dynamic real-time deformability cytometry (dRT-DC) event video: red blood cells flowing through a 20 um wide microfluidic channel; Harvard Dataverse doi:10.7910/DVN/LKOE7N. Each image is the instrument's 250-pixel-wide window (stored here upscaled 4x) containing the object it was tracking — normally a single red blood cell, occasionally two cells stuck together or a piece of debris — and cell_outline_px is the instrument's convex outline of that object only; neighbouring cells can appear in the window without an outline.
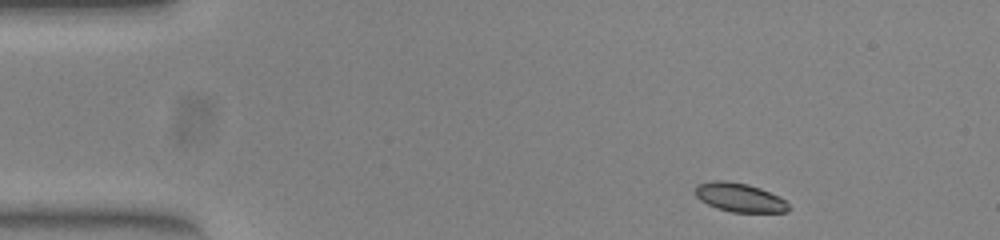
{"species": "common noctule bat (a hibernating species)", "species_latin": "Nyctalus noctula", "temperature_condition": "warm", "stored_images_in_passage": 47, "camera_frame_rate_fps": 3000, "um_per_image_px": 0.085, "animal": {"sex": "female", "body_mass_g": 23.0, "forearm_length_mm": 53.4}, "frame": {"image": 1, "passage_image": 1, "time_ms": 0.0, "image_size_px": [1000, 240], "cell_outline_px": [[792, 208], [788, 212], [732, 212], [716, 208], [700, 200], [696, 196], [696, 184], [712, 180], [728, 180], [748, 184], [760, 188], [780, 196]], "centroid_in_image_um": [62.88, 16.78], "position_along_channel_um": 22.1, "area_um2": 15.9}}
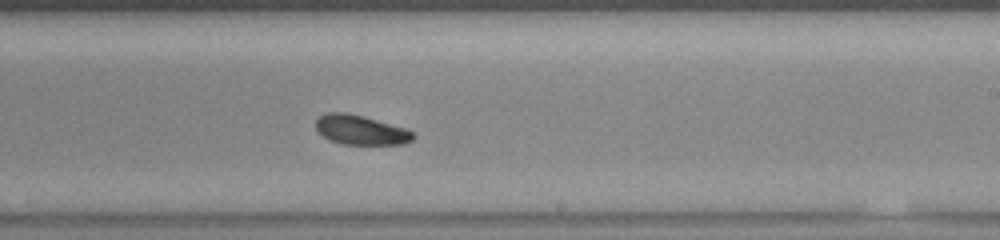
{"frame": {"image": 2, "passage_image": 26, "time_ms": 8.333, "image_size_px": [1000, 240], "cell_outline_px": [[416, 136], [412, 140], [404, 144], [344, 144], [332, 140], [316, 132], [316, 120], [320, 116], [328, 112], [344, 112], [364, 116], [404, 128], [412, 132]], "centroid_in_image_um": [30.65, 11.04], "position_along_channel_um": 258.4, "area_um2": 16.59}}
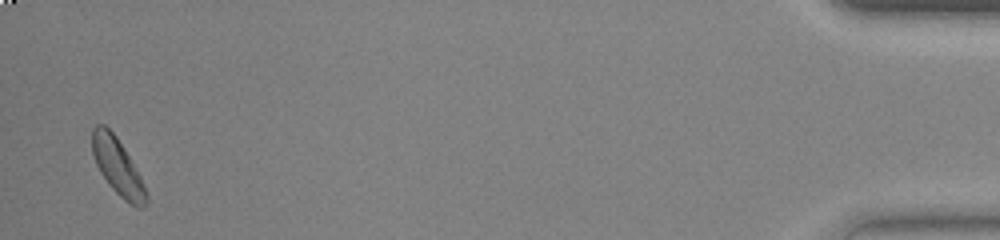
{"frame": {"image": 3, "passage_image": 46, "time_ms": 15.0, "image_size_px": [1000, 240], "cell_outline_px": [[148, 204], [144, 208], [136, 208], [124, 200], [108, 184], [100, 172], [96, 164], [92, 152], [92, 128], [96, 124], [104, 124], [116, 136], [136, 168], [140, 176], [148, 196]], "centroid_in_image_um": [10.0, 14.2], "position_along_channel_um": 425.2, "area_um2": 17.8}, "authors_computed_cell_mechanics": {"area_um2": 17.3978, "velocity_mm_per_s": 3.8422, "shape_relaxation_time_tau1_ms": 2.1368, "shape_relaxation_time_tau2_ms": null, "deformation_change_tau1": 0.0983, "deformation_change_tau2": null}}